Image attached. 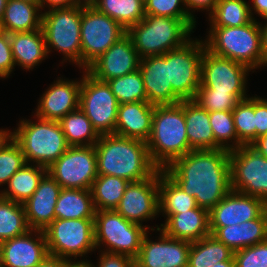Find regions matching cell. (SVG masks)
Masks as SVG:
<instances>
[{"label": "cell", "mask_w": 267, "mask_h": 267, "mask_svg": "<svg viewBox=\"0 0 267 267\" xmlns=\"http://www.w3.org/2000/svg\"><path fill=\"white\" fill-rule=\"evenodd\" d=\"M230 151L191 150L163 170L195 198L196 204L211 210L231 189Z\"/></svg>", "instance_id": "1"}, {"label": "cell", "mask_w": 267, "mask_h": 267, "mask_svg": "<svg viewBox=\"0 0 267 267\" xmlns=\"http://www.w3.org/2000/svg\"><path fill=\"white\" fill-rule=\"evenodd\" d=\"M94 147L98 175L116 176L134 182L152 177L159 170L151 161L144 141L108 134L100 135Z\"/></svg>", "instance_id": "2"}, {"label": "cell", "mask_w": 267, "mask_h": 267, "mask_svg": "<svg viewBox=\"0 0 267 267\" xmlns=\"http://www.w3.org/2000/svg\"><path fill=\"white\" fill-rule=\"evenodd\" d=\"M146 143L151 161L162 170L191 151L186 134L184 100L175 105H155Z\"/></svg>", "instance_id": "3"}, {"label": "cell", "mask_w": 267, "mask_h": 267, "mask_svg": "<svg viewBox=\"0 0 267 267\" xmlns=\"http://www.w3.org/2000/svg\"><path fill=\"white\" fill-rule=\"evenodd\" d=\"M193 18H173L145 15L127 30L140 58L163 55L170 50L182 47L189 41L195 29Z\"/></svg>", "instance_id": "4"}, {"label": "cell", "mask_w": 267, "mask_h": 267, "mask_svg": "<svg viewBox=\"0 0 267 267\" xmlns=\"http://www.w3.org/2000/svg\"><path fill=\"white\" fill-rule=\"evenodd\" d=\"M257 19L240 27H210L204 44L211 53L242 63L251 70L264 68L262 34Z\"/></svg>", "instance_id": "5"}, {"label": "cell", "mask_w": 267, "mask_h": 267, "mask_svg": "<svg viewBox=\"0 0 267 267\" xmlns=\"http://www.w3.org/2000/svg\"><path fill=\"white\" fill-rule=\"evenodd\" d=\"M33 118L37 121H19L17 129L13 130V139L20 146L27 164L48 168L69 145L58 121Z\"/></svg>", "instance_id": "6"}, {"label": "cell", "mask_w": 267, "mask_h": 267, "mask_svg": "<svg viewBox=\"0 0 267 267\" xmlns=\"http://www.w3.org/2000/svg\"><path fill=\"white\" fill-rule=\"evenodd\" d=\"M126 220L115 210H95L94 240L96 249L104 247L105 252L125 254L135 259L140 251L144 235L160 229Z\"/></svg>", "instance_id": "7"}, {"label": "cell", "mask_w": 267, "mask_h": 267, "mask_svg": "<svg viewBox=\"0 0 267 267\" xmlns=\"http://www.w3.org/2000/svg\"><path fill=\"white\" fill-rule=\"evenodd\" d=\"M81 7L54 8L42 12L41 29L48 55L53 50L63 54V61L81 68ZM51 49V50H50Z\"/></svg>", "instance_id": "8"}, {"label": "cell", "mask_w": 267, "mask_h": 267, "mask_svg": "<svg viewBox=\"0 0 267 267\" xmlns=\"http://www.w3.org/2000/svg\"><path fill=\"white\" fill-rule=\"evenodd\" d=\"M43 232L48 253L65 258L73 264H76L77 257L84 258L96 250L94 218L54 219Z\"/></svg>", "instance_id": "9"}, {"label": "cell", "mask_w": 267, "mask_h": 267, "mask_svg": "<svg viewBox=\"0 0 267 267\" xmlns=\"http://www.w3.org/2000/svg\"><path fill=\"white\" fill-rule=\"evenodd\" d=\"M127 31L114 19L95 7L82 8L81 69L86 70Z\"/></svg>", "instance_id": "10"}, {"label": "cell", "mask_w": 267, "mask_h": 267, "mask_svg": "<svg viewBox=\"0 0 267 267\" xmlns=\"http://www.w3.org/2000/svg\"><path fill=\"white\" fill-rule=\"evenodd\" d=\"M83 71L79 108L99 135L114 134L119 102L106 81Z\"/></svg>", "instance_id": "11"}, {"label": "cell", "mask_w": 267, "mask_h": 267, "mask_svg": "<svg viewBox=\"0 0 267 267\" xmlns=\"http://www.w3.org/2000/svg\"><path fill=\"white\" fill-rule=\"evenodd\" d=\"M204 41L190 39L182 47L167 52L169 83L181 100H193L200 86Z\"/></svg>", "instance_id": "12"}, {"label": "cell", "mask_w": 267, "mask_h": 267, "mask_svg": "<svg viewBox=\"0 0 267 267\" xmlns=\"http://www.w3.org/2000/svg\"><path fill=\"white\" fill-rule=\"evenodd\" d=\"M231 189L258 197L267 204V158L252 145L229 153Z\"/></svg>", "instance_id": "13"}, {"label": "cell", "mask_w": 267, "mask_h": 267, "mask_svg": "<svg viewBox=\"0 0 267 267\" xmlns=\"http://www.w3.org/2000/svg\"><path fill=\"white\" fill-rule=\"evenodd\" d=\"M47 173L65 189L90 190L97 178V155L93 146H69L47 168Z\"/></svg>", "instance_id": "14"}, {"label": "cell", "mask_w": 267, "mask_h": 267, "mask_svg": "<svg viewBox=\"0 0 267 267\" xmlns=\"http://www.w3.org/2000/svg\"><path fill=\"white\" fill-rule=\"evenodd\" d=\"M251 69L229 58L217 56L206 48L201 60L200 86L232 93L239 101L248 98L247 76Z\"/></svg>", "instance_id": "15"}, {"label": "cell", "mask_w": 267, "mask_h": 267, "mask_svg": "<svg viewBox=\"0 0 267 267\" xmlns=\"http://www.w3.org/2000/svg\"><path fill=\"white\" fill-rule=\"evenodd\" d=\"M159 170L149 178L129 182L115 211L126 220L142 225L159 215Z\"/></svg>", "instance_id": "16"}, {"label": "cell", "mask_w": 267, "mask_h": 267, "mask_svg": "<svg viewBox=\"0 0 267 267\" xmlns=\"http://www.w3.org/2000/svg\"><path fill=\"white\" fill-rule=\"evenodd\" d=\"M157 241L149 239L148 231L142 240L135 267H187L191 242L166 235L161 229Z\"/></svg>", "instance_id": "17"}, {"label": "cell", "mask_w": 267, "mask_h": 267, "mask_svg": "<svg viewBox=\"0 0 267 267\" xmlns=\"http://www.w3.org/2000/svg\"><path fill=\"white\" fill-rule=\"evenodd\" d=\"M267 204L258 197L231 190L209 211L210 227L241 224L258 218Z\"/></svg>", "instance_id": "18"}, {"label": "cell", "mask_w": 267, "mask_h": 267, "mask_svg": "<svg viewBox=\"0 0 267 267\" xmlns=\"http://www.w3.org/2000/svg\"><path fill=\"white\" fill-rule=\"evenodd\" d=\"M48 254L45 234L41 230L30 229L21 236L0 243L3 267H35Z\"/></svg>", "instance_id": "19"}, {"label": "cell", "mask_w": 267, "mask_h": 267, "mask_svg": "<svg viewBox=\"0 0 267 267\" xmlns=\"http://www.w3.org/2000/svg\"><path fill=\"white\" fill-rule=\"evenodd\" d=\"M140 57L126 34L95 60L86 70L101 81L122 77L139 69Z\"/></svg>", "instance_id": "20"}, {"label": "cell", "mask_w": 267, "mask_h": 267, "mask_svg": "<svg viewBox=\"0 0 267 267\" xmlns=\"http://www.w3.org/2000/svg\"><path fill=\"white\" fill-rule=\"evenodd\" d=\"M82 79H57L42 94L34 116L59 121L66 114L79 108Z\"/></svg>", "instance_id": "21"}, {"label": "cell", "mask_w": 267, "mask_h": 267, "mask_svg": "<svg viewBox=\"0 0 267 267\" xmlns=\"http://www.w3.org/2000/svg\"><path fill=\"white\" fill-rule=\"evenodd\" d=\"M139 70L148 103L153 105H175L182 101L173 91L169 83L167 52L163 55L140 58Z\"/></svg>", "instance_id": "22"}, {"label": "cell", "mask_w": 267, "mask_h": 267, "mask_svg": "<svg viewBox=\"0 0 267 267\" xmlns=\"http://www.w3.org/2000/svg\"><path fill=\"white\" fill-rule=\"evenodd\" d=\"M62 187L46 173L33 195L23 203L28 226L43 231L55 219V205Z\"/></svg>", "instance_id": "23"}, {"label": "cell", "mask_w": 267, "mask_h": 267, "mask_svg": "<svg viewBox=\"0 0 267 267\" xmlns=\"http://www.w3.org/2000/svg\"><path fill=\"white\" fill-rule=\"evenodd\" d=\"M166 217L160 229L169 237L196 242L210 235L209 210L197 206L182 213H162Z\"/></svg>", "instance_id": "24"}, {"label": "cell", "mask_w": 267, "mask_h": 267, "mask_svg": "<svg viewBox=\"0 0 267 267\" xmlns=\"http://www.w3.org/2000/svg\"><path fill=\"white\" fill-rule=\"evenodd\" d=\"M154 108L155 105L148 102L119 104L114 134L147 142Z\"/></svg>", "instance_id": "25"}, {"label": "cell", "mask_w": 267, "mask_h": 267, "mask_svg": "<svg viewBox=\"0 0 267 267\" xmlns=\"http://www.w3.org/2000/svg\"><path fill=\"white\" fill-rule=\"evenodd\" d=\"M15 65L32 70L45 58H48L42 29L9 34Z\"/></svg>", "instance_id": "26"}, {"label": "cell", "mask_w": 267, "mask_h": 267, "mask_svg": "<svg viewBox=\"0 0 267 267\" xmlns=\"http://www.w3.org/2000/svg\"><path fill=\"white\" fill-rule=\"evenodd\" d=\"M186 134L191 150H213L214 135L209 122V112L194 100H184Z\"/></svg>", "instance_id": "27"}, {"label": "cell", "mask_w": 267, "mask_h": 267, "mask_svg": "<svg viewBox=\"0 0 267 267\" xmlns=\"http://www.w3.org/2000/svg\"><path fill=\"white\" fill-rule=\"evenodd\" d=\"M40 11L39 4L23 0H7L1 19L4 32L12 34L40 29L42 22Z\"/></svg>", "instance_id": "28"}, {"label": "cell", "mask_w": 267, "mask_h": 267, "mask_svg": "<svg viewBox=\"0 0 267 267\" xmlns=\"http://www.w3.org/2000/svg\"><path fill=\"white\" fill-rule=\"evenodd\" d=\"M46 173V167L26 163L10 178L7 188L0 191V196L23 204L33 195Z\"/></svg>", "instance_id": "29"}, {"label": "cell", "mask_w": 267, "mask_h": 267, "mask_svg": "<svg viewBox=\"0 0 267 267\" xmlns=\"http://www.w3.org/2000/svg\"><path fill=\"white\" fill-rule=\"evenodd\" d=\"M55 219L94 218L91 191L62 188L55 205Z\"/></svg>", "instance_id": "30"}, {"label": "cell", "mask_w": 267, "mask_h": 267, "mask_svg": "<svg viewBox=\"0 0 267 267\" xmlns=\"http://www.w3.org/2000/svg\"><path fill=\"white\" fill-rule=\"evenodd\" d=\"M158 202L160 213H182L196 208L195 198L183 189L162 169H159Z\"/></svg>", "instance_id": "31"}, {"label": "cell", "mask_w": 267, "mask_h": 267, "mask_svg": "<svg viewBox=\"0 0 267 267\" xmlns=\"http://www.w3.org/2000/svg\"><path fill=\"white\" fill-rule=\"evenodd\" d=\"M234 252L210 234L191 243L187 267H212L218 262L230 260Z\"/></svg>", "instance_id": "32"}, {"label": "cell", "mask_w": 267, "mask_h": 267, "mask_svg": "<svg viewBox=\"0 0 267 267\" xmlns=\"http://www.w3.org/2000/svg\"><path fill=\"white\" fill-rule=\"evenodd\" d=\"M58 122L69 146H93L100 138L91 121L80 108L66 114Z\"/></svg>", "instance_id": "33"}, {"label": "cell", "mask_w": 267, "mask_h": 267, "mask_svg": "<svg viewBox=\"0 0 267 267\" xmlns=\"http://www.w3.org/2000/svg\"><path fill=\"white\" fill-rule=\"evenodd\" d=\"M128 184L121 177L98 175L90 188L95 210H115Z\"/></svg>", "instance_id": "34"}, {"label": "cell", "mask_w": 267, "mask_h": 267, "mask_svg": "<svg viewBox=\"0 0 267 267\" xmlns=\"http://www.w3.org/2000/svg\"><path fill=\"white\" fill-rule=\"evenodd\" d=\"M249 3L245 0H217L208 14L210 27H240L254 20Z\"/></svg>", "instance_id": "35"}, {"label": "cell", "mask_w": 267, "mask_h": 267, "mask_svg": "<svg viewBox=\"0 0 267 267\" xmlns=\"http://www.w3.org/2000/svg\"><path fill=\"white\" fill-rule=\"evenodd\" d=\"M95 8L117 21L126 31L145 17L141 0H98Z\"/></svg>", "instance_id": "36"}, {"label": "cell", "mask_w": 267, "mask_h": 267, "mask_svg": "<svg viewBox=\"0 0 267 267\" xmlns=\"http://www.w3.org/2000/svg\"><path fill=\"white\" fill-rule=\"evenodd\" d=\"M29 230L23 204L0 196V243Z\"/></svg>", "instance_id": "37"}, {"label": "cell", "mask_w": 267, "mask_h": 267, "mask_svg": "<svg viewBox=\"0 0 267 267\" xmlns=\"http://www.w3.org/2000/svg\"><path fill=\"white\" fill-rule=\"evenodd\" d=\"M107 83L119 104L148 102L143 77L139 69L122 77L108 80Z\"/></svg>", "instance_id": "38"}, {"label": "cell", "mask_w": 267, "mask_h": 267, "mask_svg": "<svg viewBox=\"0 0 267 267\" xmlns=\"http://www.w3.org/2000/svg\"><path fill=\"white\" fill-rule=\"evenodd\" d=\"M209 122L214 135V149L231 151L242 146L237 138L232 111L209 112Z\"/></svg>", "instance_id": "39"}, {"label": "cell", "mask_w": 267, "mask_h": 267, "mask_svg": "<svg viewBox=\"0 0 267 267\" xmlns=\"http://www.w3.org/2000/svg\"><path fill=\"white\" fill-rule=\"evenodd\" d=\"M232 116L238 141L242 145H251L256 140L255 96L239 101Z\"/></svg>", "instance_id": "40"}, {"label": "cell", "mask_w": 267, "mask_h": 267, "mask_svg": "<svg viewBox=\"0 0 267 267\" xmlns=\"http://www.w3.org/2000/svg\"><path fill=\"white\" fill-rule=\"evenodd\" d=\"M193 100L208 112L232 111L239 102L232 93L213 91L208 87H199Z\"/></svg>", "instance_id": "41"}, {"label": "cell", "mask_w": 267, "mask_h": 267, "mask_svg": "<svg viewBox=\"0 0 267 267\" xmlns=\"http://www.w3.org/2000/svg\"><path fill=\"white\" fill-rule=\"evenodd\" d=\"M25 164L20 146L12 139L0 150V186L8 184L10 178Z\"/></svg>", "instance_id": "42"}, {"label": "cell", "mask_w": 267, "mask_h": 267, "mask_svg": "<svg viewBox=\"0 0 267 267\" xmlns=\"http://www.w3.org/2000/svg\"><path fill=\"white\" fill-rule=\"evenodd\" d=\"M240 225L241 249L267 240V209L258 217Z\"/></svg>", "instance_id": "43"}, {"label": "cell", "mask_w": 267, "mask_h": 267, "mask_svg": "<svg viewBox=\"0 0 267 267\" xmlns=\"http://www.w3.org/2000/svg\"><path fill=\"white\" fill-rule=\"evenodd\" d=\"M144 6L145 15L192 18L187 12L184 0H147Z\"/></svg>", "instance_id": "44"}, {"label": "cell", "mask_w": 267, "mask_h": 267, "mask_svg": "<svg viewBox=\"0 0 267 267\" xmlns=\"http://www.w3.org/2000/svg\"><path fill=\"white\" fill-rule=\"evenodd\" d=\"M236 267H267V240L234 252Z\"/></svg>", "instance_id": "45"}, {"label": "cell", "mask_w": 267, "mask_h": 267, "mask_svg": "<svg viewBox=\"0 0 267 267\" xmlns=\"http://www.w3.org/2000/svg\"><path fill=\"white\" fill-rule=\"evenodd\" d=\"M97 267H135L134 259L125 254L100 251ZM76 264H84L85 267H96L89 260H79Z\"/></svg>", "instance_id": "46"}, {"label": "cell", "mask_w": 267, "mask_h": 267, "mask_svg": "<svg viewBox=\"0 0 267 267\" xmlns=\"http://www.w3.org/2000/svg\"><path fill=\"white\" fill-rule=\"evenodd\" d=\"M210 232L233 252L241 249V233L239 224L225 227H210Z\"/></svg>", "instance_id": "47"}, {"label": "cell", "mask_w": 267, "mask_h": 267, "mask_svg": "<svg viewBox=\"0 0 267 267\" xmlns=\"http://www.w3.org/2000/svg\"><path fill=\"white\" fill-rule=\"evenodd\" d=\"M15 66L10 36L7 32H4L0 35V78L6 79L9 77Z\"/></svg>", "instance_id": "48"}, {"label": "cell", "mask_w": 267, "mask_h": 267, "mask_svg": "<svg viewBox=\"0 0 267 267\" xmlns=\"http://www.w3.org/2000/svg\"><path fill=\"white\" fill-rule=\"evenodd\" d=\"M256 139L267 134V99L255 96Z\"/></svg>", "instance_id": "49"}, {"label": "cell", "mask_w": 267, "mask_h": 267, "mask_svg": "<svg viewBox=\"0 0 267 267\" xmlns=\"http://www.w3.org/2000/svg\"><path fill=\"white\" fill-rule=\"evenodd\" d=\"M188 14L196 20L193 15L195 10H206L209 14L214 10L217 0H184ZM194 10V11H192ZM210 11V12H209Z\"/></svg>", "instance_id": "50"}, {"label": "cell", "mask_w": 267, "mask_h": 267, "mask_svg": "<svg viewBox=\"0 0 267 267\" xmlns=\"http://www.w3.org/2000/svg\"><path fill=\"white\" fill-rule=\"evenodd\" d=\"M73 263L65 258L48 254L46 258L35 267H70Z\"/></svg>", "instance_id": "51"}, {"label": "cell", "mask_w": 267, "mask_h": 267, "mask_svg": "<svg viewBox=\"0 0 267 267\" xmlns=\"http://www.w3.org/2000/svg\"><path fill=\"white\" fill-rule=\"evenodd\" d=\"M48 7V10L54 8H68L73 6V0H40L41 12L43 8Z\"/></svg>", "instance_id": "52"}, {"label": "cell", "mask_w": 267, "mask_h": 267, "mask_svg": "<svg viewBox=\"0 0 267 267\" xmlns=\"http://www.w3.org/2000/svg\"><path fill=\"white\" fill-rule=\"evenodd\" d=\"M252 6L250 7L251 15L258 14L262 19L267 18V0H252ZM254 11V12H253ZM254 13V14H253Z\"/></svg>", "instance_id": "53"}, {"label": "cell", "mask_w": 267, "mask_h": 267, "mask_svg": "<svg viewBox=\"0 0 267 267\" xmlns=\"http://www.w3.org/2000/svg\"><path fill=\"white\" fill-rule=\"evenodd\" d=\"M251 145L267 158V134L257 138Z\"/></svg>", "instance_id": "54"}, {"label": "cell", "mask_w": 267, "mask_h": 267, "mask_svg": "<svg viewBox=\"0 0 267 267\" xmlns=\"http://www.w3.org/2000/svg\"><path fill=\"white\" fill-rule=\"evenodd\" d=\"M266 23L260 24L261 34H262V53L264 56V66H267V18H265Z\"/></svg>", "instance_id": "55"}, {"label": "cell", "mask_w": 267, "mask_h": 267, "mask_svg": "<svg viewBox=\"0 0 267 267\" xmlns=\"http://www.w3.org/2000/svg\"><path fill=\"white\" fill-rule=\"evenodd\" d=\"M13 139V132L0 129V150Z\"/></svg>", "instance_id": "56"}, {"label": "cell", "mask_w": 267, "mask_h": 267, "mask_svg": "<svg viewBox=\"0 0 267 267\" xmlns=\"http://www.w3.org/2000/svg\"><path fill=\"white\" fill-rule=\"evenodd\" d=\"M98 0H73V6L81 8L95 7Z\"/></svg>", "instance_id": "57"}, {"label": "cell", "mask_w": 267, "mask_h": 267, "mask_svg": "<svg viewBox=\"0 0 267 267\" xmlns=\"http://www.w3.org/2000/svg\"><path fill=\"white\" fill-rule=\"evenodd\" d=\"M212 267H236V266H235L234 258L232 257L230 260L218 262L214 264Z\"/></svg>", "instance_id": "58"}, {"label": "cell", "mask_w": 267, "mask_h": 267, "mask_svg": "<svg viewBox=\"0 0 267 267\" xmlns=\"http://www.w3.org/2000/svg\"><path fill=\"white\" fill-rule=\"evenodd\" d=\"M7 0H0V20L2 19Z\"/></svg>", "instance_id": "59"}, {"label": "cell", "mask_w": 267, "mask_h": 267, "mask_svg": "<svg viewBox=\"0 0 267 267\" xmlns=\"http://www.w3.org/2000/svg\"><path fill=\"white\" fill-rule=\"evenodd\" d=\"M23 1H28V2L40 5V0H23Z\"/></svg>", "instance_id": "60"}, {"label": "cell", "mask_w": 267, "mask_h": 267, "mask_svg": "<svg viewBox=\"0 0 267 267\" xmlns=\"http://www.w3.org/2000/svg\"><path fill=\"white\" fill-rule=\"evenodd\" d=\"M70 267H85L84 264H72Z\"/></svg>", "instance_id": "61"}, {"label": "cell", "mask_w": 267, "mask_h": 267, "mask_svg": "<svg viewBox=\"0 0 267 267\" xmlns=\"http://www.w3.org/2000/svg\"><path fill=\"white\" fill-rule=\"evenodd\" d=\"M4 33V29H3V26H2V21L0 20V35Z\"/></svg>", "instance_id": "62"}, {"label": "cell", "mask_w": 267, "mask_h": 267, "mask_svg": "<svg viewBox=\"0 0 267 267\" xmlns=\"http://www.w3.org/2000/svg\"><path fill=\"white\" fill-rule=\"evenodd\" d=\"M0 267H3V266H2V263H1V256H0Z\"/></svg>", "instance_id": "63"}]
</instances>
